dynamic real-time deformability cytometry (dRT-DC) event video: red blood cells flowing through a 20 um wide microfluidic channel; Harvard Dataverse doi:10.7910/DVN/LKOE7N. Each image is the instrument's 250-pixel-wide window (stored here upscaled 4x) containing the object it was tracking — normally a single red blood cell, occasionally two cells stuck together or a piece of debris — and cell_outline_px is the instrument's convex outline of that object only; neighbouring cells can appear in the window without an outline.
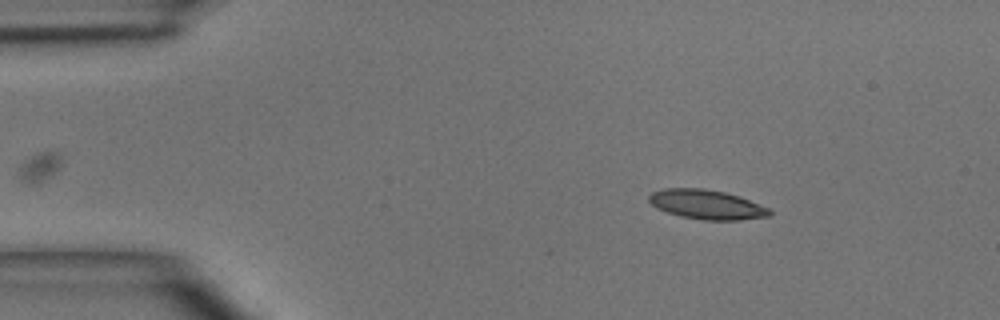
{"species": "common noctule bat (a hibernating species)", "species_latin": "Nyctalus noctula", "temperature_condition": "room temperature", "stored_images_in_passage": 2, "camera_frame_rate_fps": 3000, "um_per_image_px": 0.085, "animal": {"sex": "male", "body_mass_g": 15.6}, "frame": {"image": 1, "passage_image": 1, "time_ms": 0.0, "image_size_px": [1000, 320], "cell_outline_px": [[772, 216], [740, 220], [704, 220], [680, 216], [656, 208], [648, 200], [648, 196], [652, 192], [664, 188], [704, 188], [724, 192], [748, 200], [768, 208], [772, 212]], "centroid_in_image_um": [60.05, 17.39], "position_along_channel_um": 25.0, "area_um2": 20.58}}